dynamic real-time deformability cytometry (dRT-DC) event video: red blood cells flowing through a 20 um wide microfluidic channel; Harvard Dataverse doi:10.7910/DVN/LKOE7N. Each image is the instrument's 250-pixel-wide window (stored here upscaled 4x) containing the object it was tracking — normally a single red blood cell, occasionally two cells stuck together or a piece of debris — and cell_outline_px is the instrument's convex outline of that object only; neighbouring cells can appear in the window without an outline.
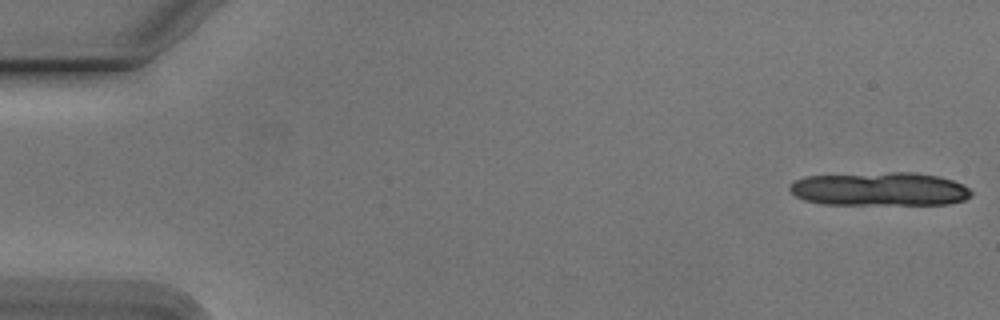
{"species": "Egyptian fruit bat (a non-hibernating species)", "species_latin": "Rousettus aegyptiacus", "temperature_condition": "cold", "stored_images_in_passage": 12, "camera_frame_rate_fps": 3000, "um_per_image_px": 0.085, "animal": {"sex": "male"}, "frame": {"image": 1, "passage_image": 1, "time_ms": 0.0, "image_size_px": [1000, 320], "cell_outline_px": [[972, 196], [964, 200], [948, 204], [820, 204], [804, 200], [796, 196], [788, 188], [796, 180], [804, 176], [888, 172], [916, 172], [940, 176], [952, 180], [968, 188], [972, 192]], "centroid_in_image_um": [74.78, 16.06], "position_along_channel_um": 10.2, "area_um2": 35.66}}